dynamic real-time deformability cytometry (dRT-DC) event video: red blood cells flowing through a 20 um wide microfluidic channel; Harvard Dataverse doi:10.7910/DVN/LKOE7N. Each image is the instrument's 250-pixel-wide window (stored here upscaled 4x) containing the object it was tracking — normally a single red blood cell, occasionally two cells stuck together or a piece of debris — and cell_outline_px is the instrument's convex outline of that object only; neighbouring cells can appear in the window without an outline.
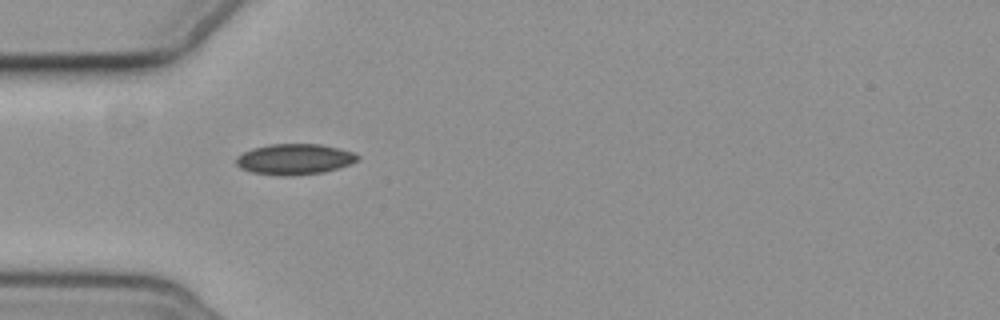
{"species": "common noctule bat (a hibernating species)", "species_latin": "Nyctalus noctula", "temperature_condition": "cold", "stored_images_in_passage": 7, "camera_frame_rate_fps": 3000, "um_per_image_px": 0.085, "animal": {"sex": "female", "body_mass_g": 19.3, "forearm_length_mm": 54.1}, "frame": {"image": 1, "passage_image": 1, "time_ms": 0.0, "image_size_px": [1000, 320], "cell_outline_px": [[360, 160], [352, 164], [340, 168], [324, 172], [292, 176], [280, 176], [252, 172], [240, 168], [236, 164], [236, 156], [252, 148], [272, 144], [320, 144], [352, 152], [360, 156]], "centroid_in_image_um": [25.05, 13.54], "position_along_channel_um": 59.9, "area_um2": 21.91}}
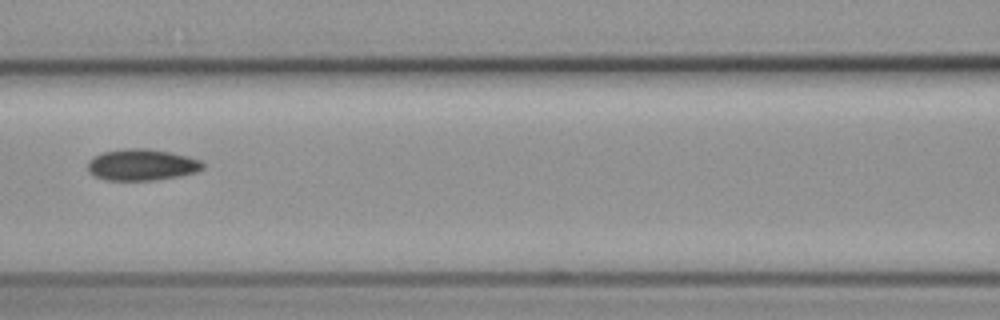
{"frame": {"image": 2, "passage_image": 3, "time_ms": 2.667, "image_size_px": [1000, 320], "cell_outline_px": [[204, 168], [196, 172], [176, 176], [152, 180], [104, 180], [92, 176], [88, 172], [88, 160], [104, 152], [120, 148], [148, 148], [172, 152], [188, 156], [200, 160], [204, 164]], "centroid_in_image_um": [12.03, 14.0], "position_along_channel_um": 154.6, "area_um2": 21.21}}
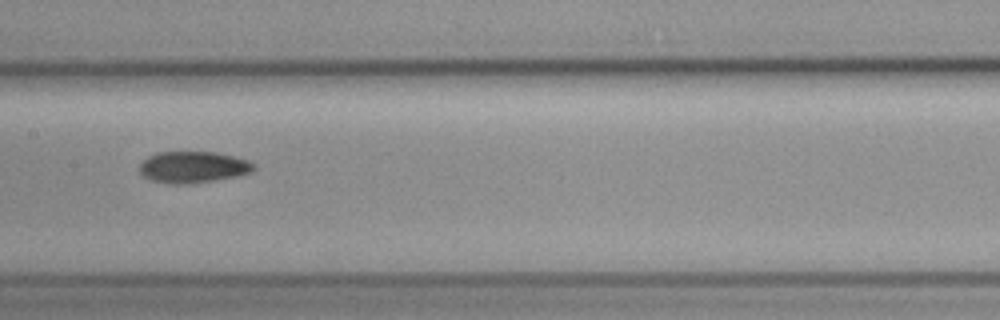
{"frame": {"image": 3, "passage_image": 4, "time_ms": 3.667, "image_size_px": [1000, 320], "cell_outline_px": [[256, 168], [252, 172], [240, 176], [216, 180], [188, 184], [168, 184], [148, 180], [140, 172], [140, 164], [148, 156], [156, 152], [216, 152], [248, 160]], "centroid_in_image_um": [16.4, 14.22], "position_along_channel_um": 191.0, "area_um2": 21.15}}